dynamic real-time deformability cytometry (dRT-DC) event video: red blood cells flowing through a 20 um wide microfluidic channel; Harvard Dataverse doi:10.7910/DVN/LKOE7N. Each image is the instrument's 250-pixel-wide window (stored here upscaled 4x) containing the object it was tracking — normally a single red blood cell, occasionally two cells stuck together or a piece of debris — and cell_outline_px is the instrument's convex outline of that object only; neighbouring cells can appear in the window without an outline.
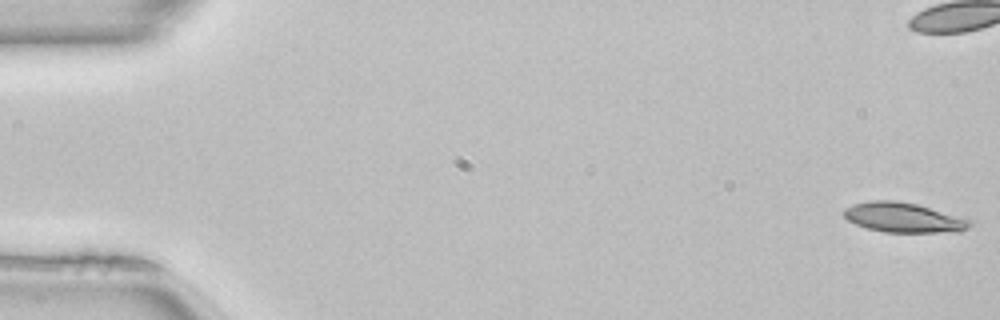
{"species": "common noctule bat (a hibernating species)", "species_latin": "Nyctalus noctula", "temperature_condition": "room temperature", "stored_images_in_passage": 51, "camera_frame_rate_fps": 3000, "um_per_image_px": 0.085, "animal": {"sex": "female", "body_mass_g": 22.7, "forearm_length_mm": 54.2}, "frame": {"image": 1, "passage_image": 1, "time_ms": 0.0, "image_size_px": [1000, 320], "cell_outline_px": [[972, 224], [968, 228], [960, 232], [884, 232], [868, 228], [856, 224], [848, 220], [844, 216], [844, 208], [852, 204], [868, 200], [896, 200], [916, 204], [972, 220]], "centroid_in_image_um": [76.79, 18.49], "position_along_channel_um": 8.2, "area_um2": 21.85}, "authors_computed_cell_mechanics": {"area_um2": 21.5594, "velocity_mm_per_s": 4.0677, "shape_relaxation_time_tau1_ms": 5.8807, "shape_relaxation_time_tau2_ms": null, "deformation_change_tau1": 0.1718, "deformation_change_tau2": null}}